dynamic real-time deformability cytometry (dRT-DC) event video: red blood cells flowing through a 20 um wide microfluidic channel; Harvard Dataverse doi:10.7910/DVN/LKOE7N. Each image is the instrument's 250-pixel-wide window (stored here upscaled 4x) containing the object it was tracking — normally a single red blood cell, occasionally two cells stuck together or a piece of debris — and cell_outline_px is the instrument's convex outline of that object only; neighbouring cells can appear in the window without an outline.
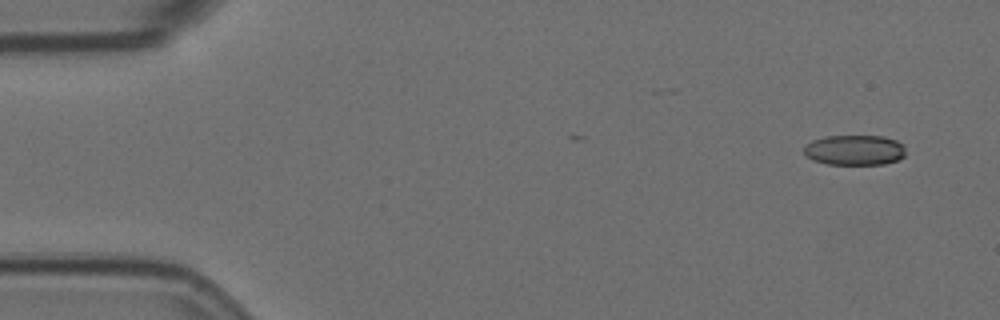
{"species": "Egyptian fruit bat (a non-hibernating species)", "species_latin": "Rousettus aegyptiacus", "temperature_condition": "room temperature", "stored_images_in_passage": 5, "camera_frame_rate_fps": 3000, "um_per_image_px": 0.085, "animal": {"sex": "female"}, "frame": {"image": 1, "passage_image": 1, "time_ms": 0.0, "image_size_px": [1000, 320], "cell_outline_px": [[904, 156], [900, 160], [884, 164], [828, 164], [812, 160], [804, 152], [804, 144], [812, 140], [824, 136], [884, 136], [896, 140], [904, 144]], "centroid_in_image_um": [72.65, 12.75], "position_along_channel_um": 12.4, "area_um2": 18.09}}
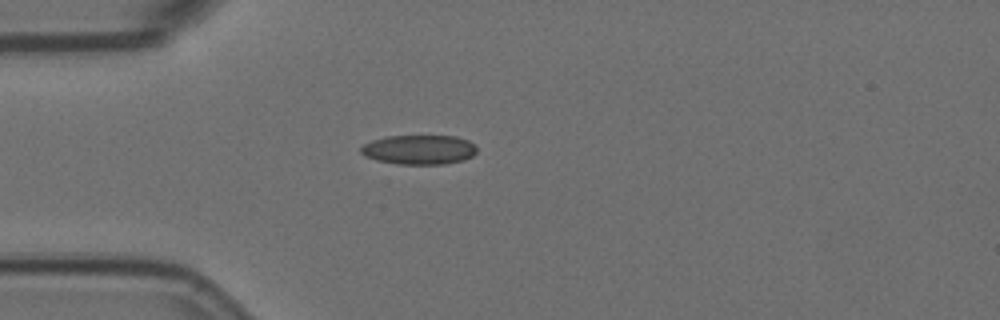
{"frame": {"image": 2, "passage_image": 4, "time_ms": 1.0, "image_size_px": [1000, 320], "cell_outline_px": [[476, 152], [472, 156], [460, 160], [444, 164], [400, 164], [376, 160], [364, 156], [360, 152], [360, 148], [364, 144], [372, 140], [388, 136], [456, 136], [468, 140], [476, 144]], "centroid_in_image_um": [35.61, 12.71], "position_along_channel_um": 49.4, "area_um2": 19.88}}